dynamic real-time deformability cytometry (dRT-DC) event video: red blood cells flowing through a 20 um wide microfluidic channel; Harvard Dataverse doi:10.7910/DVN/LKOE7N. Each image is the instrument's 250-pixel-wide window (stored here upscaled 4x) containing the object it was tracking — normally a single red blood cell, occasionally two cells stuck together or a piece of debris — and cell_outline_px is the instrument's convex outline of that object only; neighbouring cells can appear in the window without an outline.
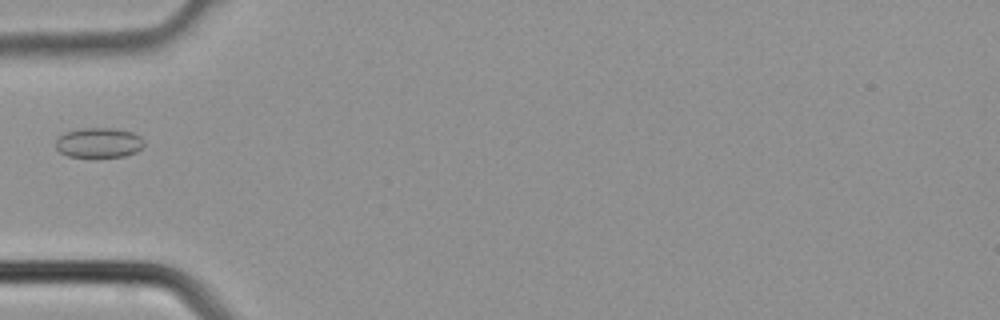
{"species": "common noctule bat (a hibernating species)", "species_latin": "Nyctalus noctula", "temperature_condition": "cold", "stored_images_in_passage": 2, "camera_frame_rate_fps": 3000, "um_per_image_px": 0.085, "animal": {"sex": "male", "body_mass_g": 21.5, "forearm_length_mm": 52.0}, "frame": {"image": 1, "passage_image": 2, "time_ms": 0.333, "image_size_px": [1000, 320], "cell_outline_px": [[144, 144], [136, 152], [124, 156], [68, 156], [60, 152], [56, 148], [56, 140], [64, 132], [80, 128], [116, 128], [132, 132], [140, 136], [144, 140]], "centroid_in_image_um": [8.4, 12.11], "position_along_channel_um": 76.6, "area_um2": 15.32}}